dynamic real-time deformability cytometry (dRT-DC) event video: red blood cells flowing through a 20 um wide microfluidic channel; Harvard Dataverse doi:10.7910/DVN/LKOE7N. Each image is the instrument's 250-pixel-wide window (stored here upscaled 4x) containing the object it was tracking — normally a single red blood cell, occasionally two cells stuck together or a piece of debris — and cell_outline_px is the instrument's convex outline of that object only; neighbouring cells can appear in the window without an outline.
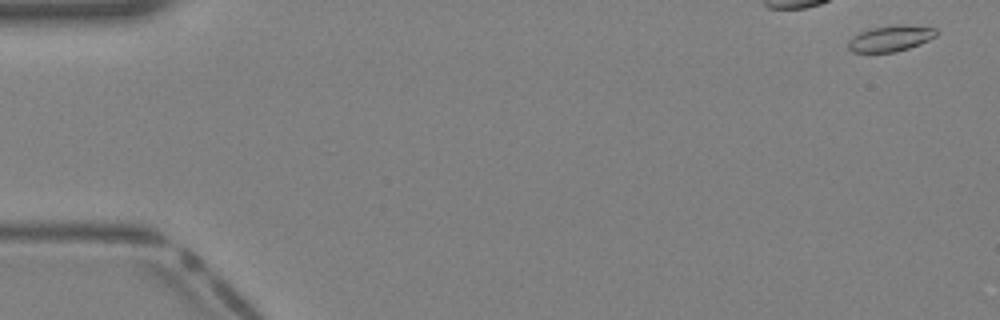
{"species": "Egyptian fruit bat (a non-hibernating species)", "species_latin": "Rousettus aegyptiacus", "temperature_condition": "warm", "stored_images_in_passage": 13, "camera_frame_rate_fps": 3000, "um_per_image_px": 0.085, "animal": {"sex": "female"}, "frame": {"image": 1, "passage_image": 1, "time_ms": 0.0, "image_size_px": [1000, 320], "cell_outline_px": [[936, 36], [920, 44], [896, 52], [852, 52], [848, 48], [848, 40], [852, 36], [860, 32], [872, 28], [896, 24], [908, 24], [936, 28]], "centroid_in_image_um": [75.69, 3.25], "position_along_channel_um": 9.3, "area_um2": 13.41}}